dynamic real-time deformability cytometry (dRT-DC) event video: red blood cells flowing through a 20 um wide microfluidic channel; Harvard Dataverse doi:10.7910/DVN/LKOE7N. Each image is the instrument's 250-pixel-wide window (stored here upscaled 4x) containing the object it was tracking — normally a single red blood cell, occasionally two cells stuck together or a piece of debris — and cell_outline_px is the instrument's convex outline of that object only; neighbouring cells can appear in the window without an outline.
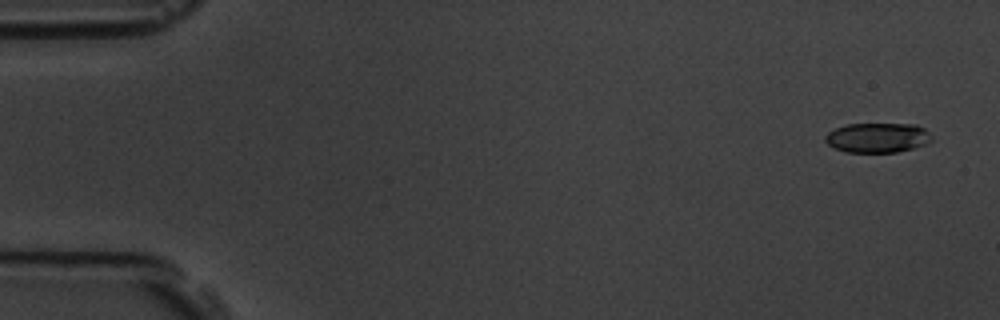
{"species": "common noctule bat (a hibernating species)", "species_latin": "Nyctalus noctula", "temperature_condition": "room temperature", "stored_images_in_passage": 5, "camera_frame_rate_fps": 3000, "um_per_image_px": 0.085, "animal": {"sex": "male", "body_mass_g": 19.5, "forearm_length_mm": 54.6}, "frame": {"image": 1, "passage_image": 1, "time_ms": 0.0, "image_size_px": [1000, 320], "cell_outline_px": [[932, 140], [924, 144], [912, 148], [896, 152], [844, 152], [828, 144], [824, 140], [824, 136], [828, 132], [836, 128], [848, 124], [916, 124], [924, 128], [932, 136]], "centroid_in_image_um": [74.58, 11.7], "position_along_channel_um": 10.4, "area_um2": 18.38}}
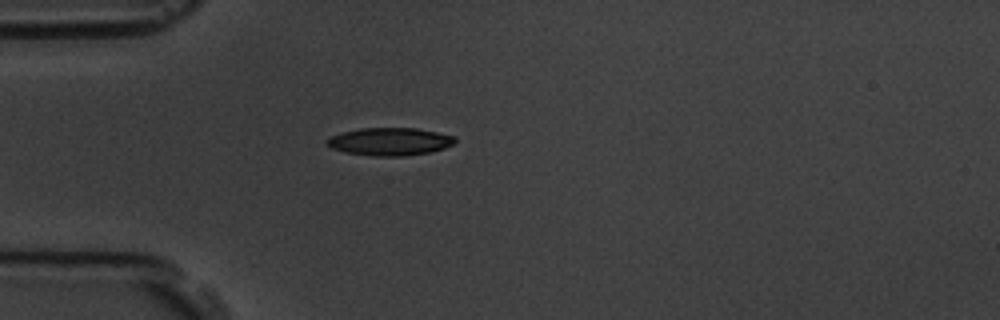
{"frame": {"image": 2, "passage_image": 5, "time_ms": 4.333, "image_size_px": [1000, 320], "cell_outline_px": [[456, 140], [452, 144], [444, 148], [432, 152], [404, 156], [372, 156], [344, 152], [332, 148], [324, 144], [324, 140], [332, 136], [344, 132], [360, 128], [416, 128], [456, 136]], "centroid_in_image_um": [33.12, 12.04], "position_along_channel_um": 51.9, "area_um2": 20.81}}